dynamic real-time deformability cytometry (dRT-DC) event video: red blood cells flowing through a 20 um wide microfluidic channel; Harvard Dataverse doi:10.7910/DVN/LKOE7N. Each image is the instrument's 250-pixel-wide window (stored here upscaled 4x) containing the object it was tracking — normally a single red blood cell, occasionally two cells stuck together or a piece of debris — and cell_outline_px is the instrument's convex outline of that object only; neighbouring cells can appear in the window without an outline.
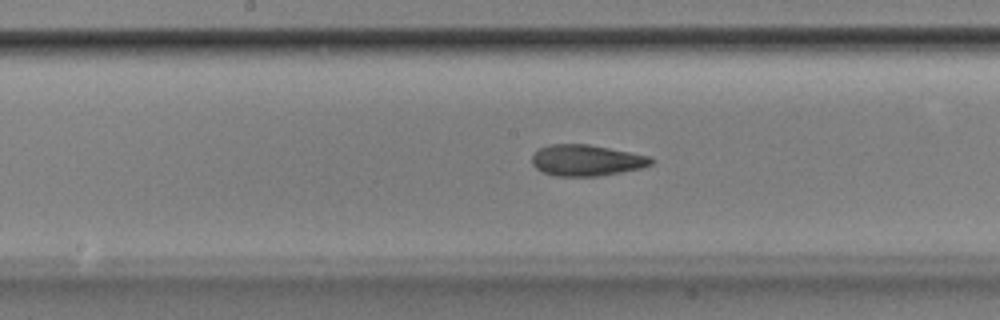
{"species": "Egyptian fruit bat (a non-hibernating species)", "species_latin": "Rousettus aegyptiacus", "temperature_condition": "room temperature", "stored_images_in_passage": 37, "camera_frame_rate_fps": 3000, "um_per_image_px": 0.085, "animal": {"sex": "male"}, "frame": {"image": 1, "passage_image": 12, "time_ms": 3.667, "image_size_px": [1000, 320], "cell_outline_px": [[656, 160], [652, 164], [640, 168], [620, 172], [596, 176], [556, 176], [540, 172], [532, 164], [532, 156], [540, 148], [548, 144], [588, 144], [652, 156]], "centroid_in_image_um": [49.85, 13.62], "position_along_channel_um": 198.3, "area_um2": 21.73}}
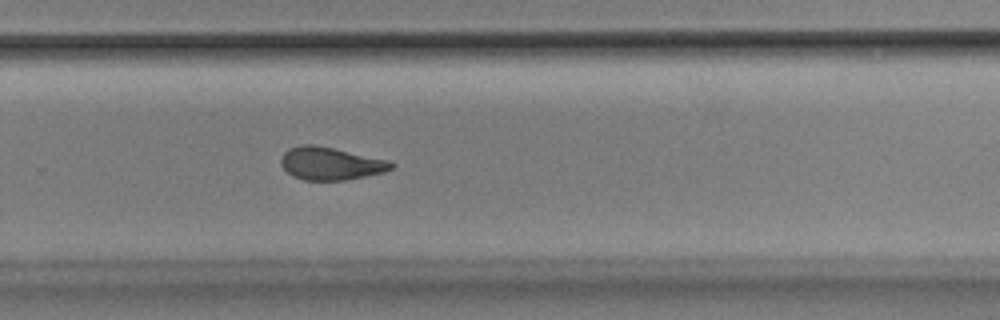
{"frame": {"image": 2, "passage_image": 20, "time_ms": 6.333, "image_size_px": [1000, 320], "cell_outline_px": [[396, 164], [392, 168], [384, 172], [344, 180], [304, 180], [292, 176], [280, 164], [280, 156], [288, 148], [300, 144], [312, 144], [332, 148], [388, 160]], "centroid_in_image_um": [28.05, 13.89], "position_along_channel_um": 301.7, "area_um2": 20.98}}
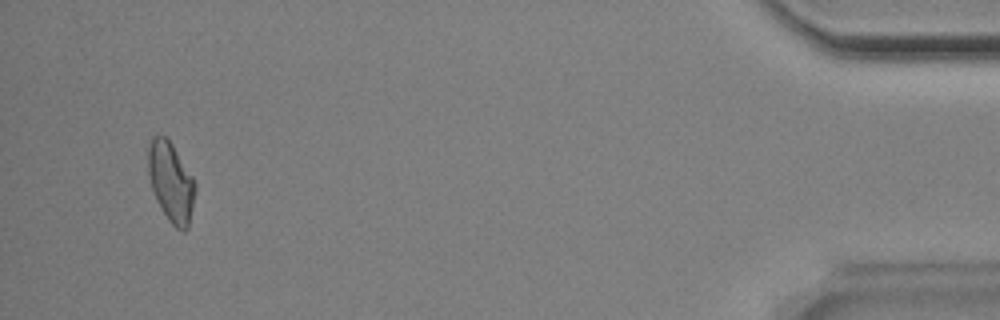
{"frame": {"image": 3, "passage_image": 35, "time_ms": 11.333, "image_size_px": [1000, 320], "cell_outline_px": [[196, 192], [188, 228], [184, 232], [176, 228], [168, 220], [152, 188], [148, 172], [148, 148], [152, 136], [164, 136], [172, 144], [192, 176], [196, 184]], "centroid_in_image_um": [14.55, 15.48], "position_along_channel_um": 420.6, "area_um2": 21.5}, "authors_computed_cell_mechanics": {"area_um2": 21.386, "velocity_mm_per_s": 3.9013, "shape_relaxation_time_tau1_ms": 5.9522, "shape_relaxation_time_tau2_ms": 2.4286, "deformation_change_tau1": 0.1537, "deformation_change_tau2": 0.085}}